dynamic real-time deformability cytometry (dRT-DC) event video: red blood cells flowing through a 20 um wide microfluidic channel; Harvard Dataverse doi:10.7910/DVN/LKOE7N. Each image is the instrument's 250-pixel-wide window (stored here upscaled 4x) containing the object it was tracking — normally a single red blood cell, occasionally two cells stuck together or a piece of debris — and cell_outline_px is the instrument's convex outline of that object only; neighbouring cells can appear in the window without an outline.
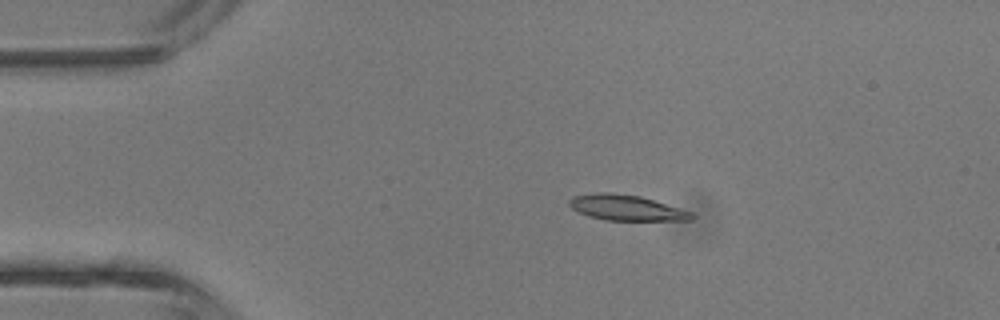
{"species": "common noctule bat (a hibernating species)", "species_latin": "Nyctalus noctula", "temperature_condition": "room temperature", "stored_images_in_passage": 4, "camera_frame_rate_fps": 3000, "um_per_image_px": 0.085, "animal": {"sex": "male", "body_mass_g": 13.3}, "frame": {"image": 1, "passage_image": 3, "time_ms": 2.333, "image_size_px": [1000, 320], "cell_outline_px": [[696, 216], [692, 220], [604, 220], [588, 216], [572, 208], [568, 204], [568, 200], [572, 196], [596, 192], [612, 192], [640, 196], [692, 212]], "centroid_in_image_um": [53.21, 17.65], "position_along_channel_um": 31.8, "area_um2": 18.21}}